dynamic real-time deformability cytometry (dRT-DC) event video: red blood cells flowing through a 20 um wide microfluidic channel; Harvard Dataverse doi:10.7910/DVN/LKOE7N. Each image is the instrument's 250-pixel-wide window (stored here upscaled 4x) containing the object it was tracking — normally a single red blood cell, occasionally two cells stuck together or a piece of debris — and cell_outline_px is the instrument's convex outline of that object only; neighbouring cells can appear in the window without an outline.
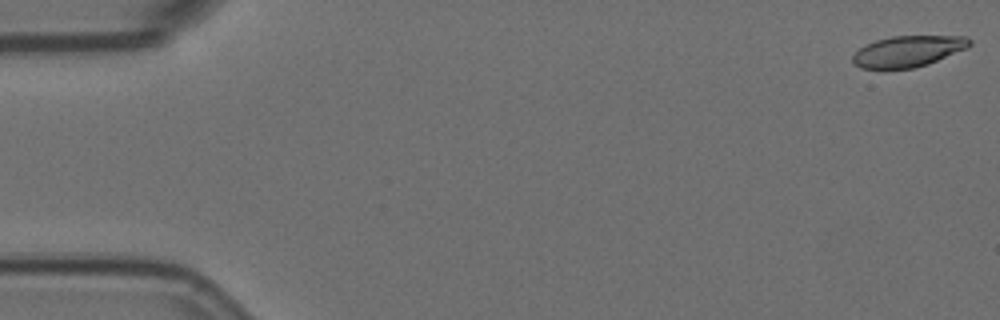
{"species": "Egyptian fruit bat (a non-hibernating species)", "species_latin": "Rousettus aegyptiacus", "temperature_condition": "room temperature", "stored_images_in_passage": 33, "camera_frame_rate_fps": 3000, "um_per_image_px": 0.085, "animal": {"sex": "female"}, "frame": {"image": 1, "passage_image": 1, "time_ms": 0.0, "image_size_px": [1000, 320], "cell_outline_px": [[972, 44], [968, 48], [928, 64], [912, 68], [860, 68], [852, 60], [852, 56], [860, 48], [876, 40], [892, 36], [968, 36], [972, 40]], "centroid_in_image_um": [77.24, 4.34], "position_along_channel_um": 7.8, "area_um2": 21.04}}
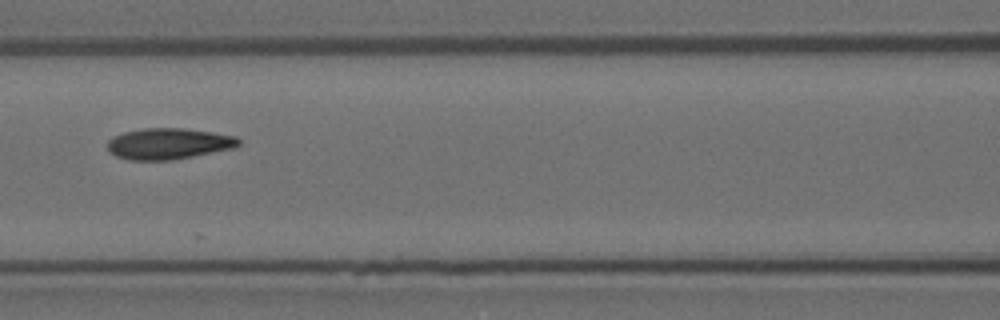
{"frame": {"image": 2, "passage_image": 25, "time_ms": 8.0, "image_size_px": [1000, 320], "cell_outline_px": [[240, 144], [232, 148], [172, 160], [128, 160], [116, 156], [108, 148], [108, 140], [112, 136], [124, 132], [144, 128], [184, 128], [212, 132], [236, 136], [240, 140]], "centroid_in_image_um": [14.31, 12.2], "position_along_channel_um": 152.3, "area_um2": 23.64}}
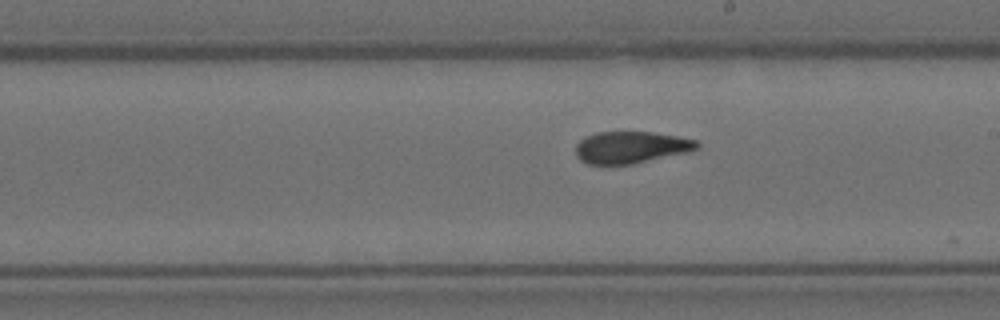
{"frame": {"image": 3, "passage_image": 32, "time_ms": 10.333, "image_size_px": [1000, 320], "cell_outline_px": [[700, 148], [688, 152], [632, 164], [588, 164], [580, 160], [576, 156], [576, 144], [584, 136], [596, 132], [652, 132], [676, 136], [696, 140], [700, 144]], "centroid_in_image_um": [53.62, 12.52], "position_along_channel_um": 235.4, "area_um2": 22.6}}